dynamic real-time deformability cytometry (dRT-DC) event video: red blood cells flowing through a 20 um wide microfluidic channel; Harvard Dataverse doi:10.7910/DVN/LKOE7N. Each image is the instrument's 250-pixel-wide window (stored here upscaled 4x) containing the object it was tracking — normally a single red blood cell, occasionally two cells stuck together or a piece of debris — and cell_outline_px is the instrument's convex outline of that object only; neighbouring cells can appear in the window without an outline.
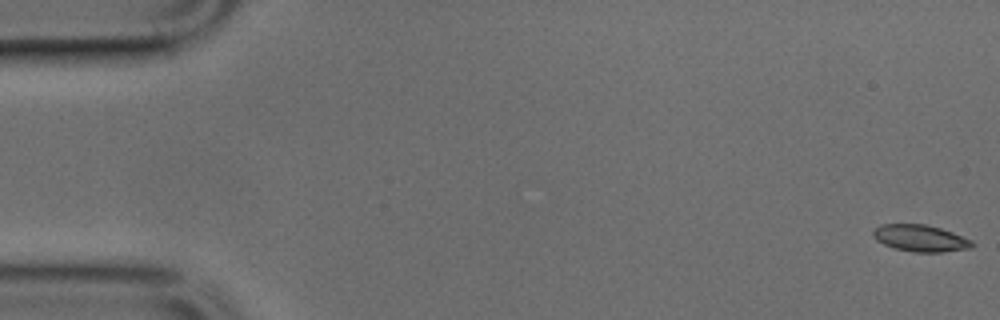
{"species": "common noctule bat (a hibernating species)", "species_latin": "Nyctalus noctula", "temperature_condition": "cold", "stored_images_in_passage": 49, "camera_frame_rate_fps": 3000, "um_per_image_px": 0.085, "animal": {"sex": "male", "body_mass_g": 17.9, "forearm_length_mm": 54.2}, "frame": {"image": 1, "passage_image": 1, "time_ms": 0.0, "image_size_px": [1000, 320], "cell_outline_px": [[976, 244], [972, 248], [940, 252], [916, 252], [896, 248], [884, 244], [876, 240], [872, 232], [880, 224], [924, 224], [940, 228], [952, 232], [972, 240]], "centroid_in_image_um": [78.26, 20.24], "position_along_channel_um": 6.7, "area_um2": 15.32}}
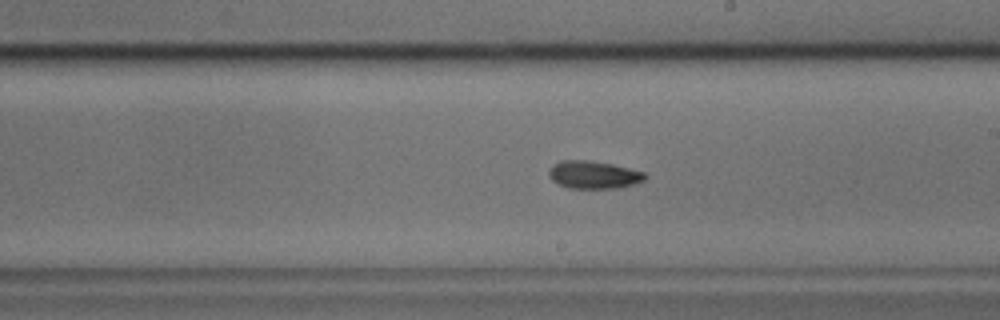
{"frame": {"image": 2, "passage_image": 28, "time_ms": 9.0, "image_size_px": [1000, 320], "cell_outline_px": [[648, 176], [644, 180], [632, 184], [616, 188], [568, 188], [552, 180], [548, 176], [548, 172], [552, 164], [560, 160], [588, 160], [612, 164], [644, 172]], "centroid_in_image_um": [50.42, 14.84], "position_along_channel_um": 238.6, "area_um2": 15.49}}
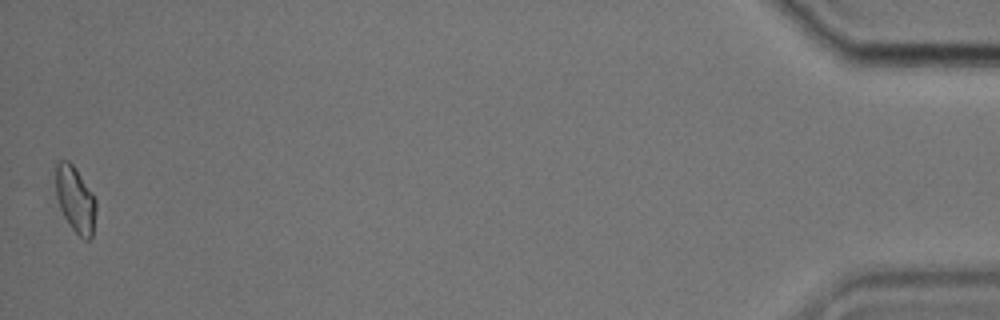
{"frame": {"image": 3, "passage_image": 49, "time_ms": 16.0, "image_size_px": [1000, 320], "cell_outline_px": [[96, 212], [92, 236], [88, 240], [84, 240], [72, 228], [64, 216], [60, 208], [56, 196], [56, 164], [60, 160], [68, 160], [76, 168], [92, 192], [96, 200]], "centroid_in_image_um": [6.41, 16.94], "position_along_channel_um": 428.8, "area_um2": 15.49}}